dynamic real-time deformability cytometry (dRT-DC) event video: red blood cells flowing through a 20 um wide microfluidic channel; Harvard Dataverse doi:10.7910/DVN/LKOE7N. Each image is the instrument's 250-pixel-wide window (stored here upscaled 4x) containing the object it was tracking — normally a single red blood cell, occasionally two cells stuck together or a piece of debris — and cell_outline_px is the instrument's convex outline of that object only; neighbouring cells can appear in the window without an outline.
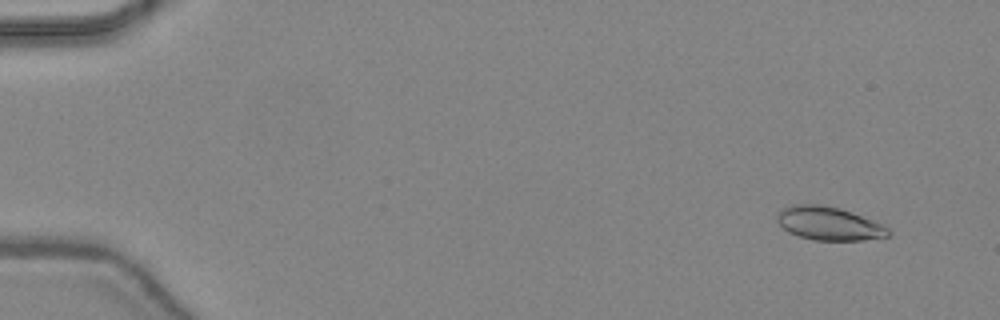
{"species": "common noctule bat (a hibernating species)", "species_latin": "Nyctalus noctula", "temperature_condition": "warm", "stored_images_in_passage": 47, "camera_frame_rate_fps": 3000, "um_per_image_px": 0.085, "animal": {"sex": "female", "body_mass_g": 24.6, "forearm_length_mm": 56.2}, "frame": {"image": 1, "passage_image": 4, "time_ms": 1.0, "image_size_px": [1000, 320], "cell_outline_px": [[892, 232], [888, 236], [864, 240], [812, 240], [788, 232], [776, 220], [776, 216], [780, 208], [792, 204], [820, 204], [840, 208], [880, 224], [888, 228]], "centroid_in_image_um": [70.4, 18.99], "position_along_channel_um": 14.6, "area_um2": 21.56}}
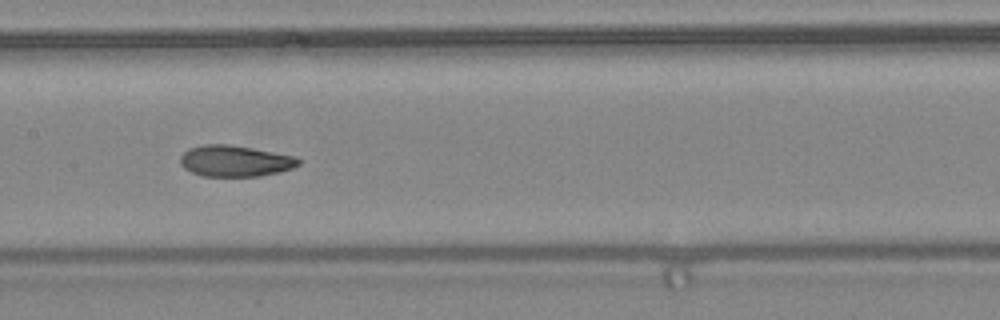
{"frame": {"image": 2, "passage_image": 25, "time_ms": 8.0, "image_size_px": [1000, 320], "cell_outline_px": [[300, 164], [292, 168], [260, 176], [204, 176], [192, 172], [184, 168], [180, 164], [180, 156], [188, 148], [204, 144], [228, 144], [252, 148], [296, 156], [300, 160]], "centroid_in_image_um": [19.96, 13.67], "position_along_channel_um": 187.4, "area_um2": 21.44}}
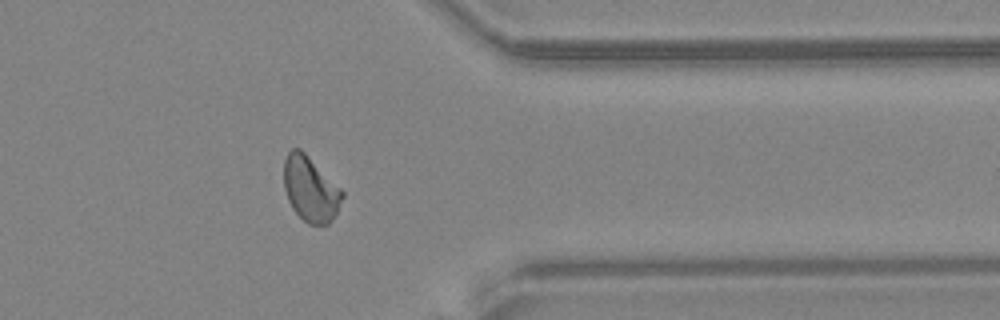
{"frame": {"image": 3, "passage_image": 39, "time_ms": 12.667, "image_size_px": [1000, 320], "cell_outline_px": [[344, 196], [332, 220], [328, 224], [308, 224], [292, 208], [288, 200], [284, 188], [284, 160], [288, 152], [292, 148], [300, 148], [344, 192]], "centroid_in_image_um": [26.37, 16.06], "position_along_channel_um": 385.0, "area_um2": 21.85}, "authors_computed_cell_mechanics": {"area_um2": 21.675, "velocity_mm_per_s": 4.4435, "shape_relaxation_time_tau1_ms": 4.9511, "shape_relaxation_time_tau2_ms": 1.1766, "deformation_change_tau1": 0.1575, "deformation_change_tau2": 0.0684}}